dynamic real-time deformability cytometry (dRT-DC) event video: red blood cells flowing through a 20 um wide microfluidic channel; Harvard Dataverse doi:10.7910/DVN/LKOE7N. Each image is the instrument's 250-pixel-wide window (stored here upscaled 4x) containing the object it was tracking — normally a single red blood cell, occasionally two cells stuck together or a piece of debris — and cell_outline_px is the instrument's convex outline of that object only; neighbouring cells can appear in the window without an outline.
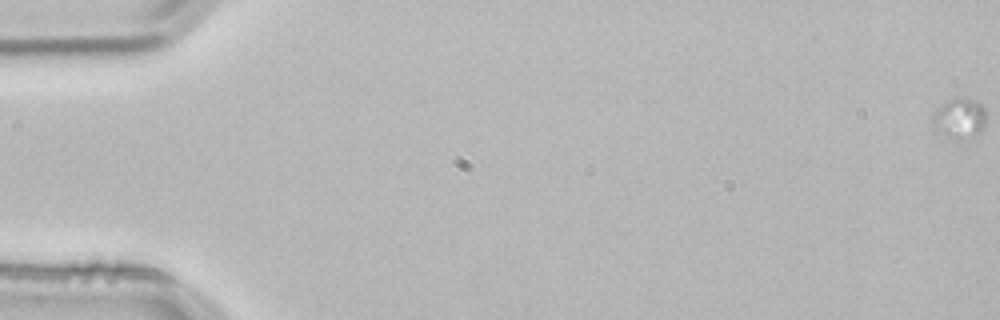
{"species": "common noctule bat (a hibernating species)", "species_latin": "Nyctalus noctula", "temperature_condition": "room temperature", "stored_images_in_passage": 5, "camera_frame_rate_fps": 3000, "um_per_image_px": 0.085, "animal": {"sex": "male", "body_mass_g": 21.5, "forearm_length_mm": 52.0}, "frame": {"image": 1, "passage_image": 1, "time_ms": 0.0, "image_size_px": [1000, 320], "cell_outline_px": [[984, 128], [980, 132], [956, 140], [952, 140], [932, 132], [932, 112], [936, 108], [948, 100], [976, 100], [984, 108]], "centroid_in_image_um": [81.45, 10.12], "position_along_channel_um": 3.6, "area_um2": 12.6}}